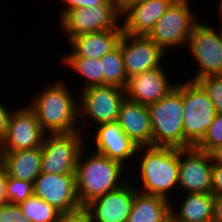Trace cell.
Listing matches in <instances>:
<instances>
[{"instance_id": "obj_25", "label": "cell", "mask_w": 222, "mask_h": 222, "mask_svg": "<svg viewBox=\"0 0 222 222\" xmlns=\"http://www.w3.org/2000/svg\"><path fill=\"white\" fill-rule=\"evenodd\" d=\"M103 85H114L125 89L128 77L124 69L121 47L118 45L102 58Z\"/></svg>"}, {"instance_id": "obj_1", "label": "cell", "mask_w": 222, "mask_h": 222, "mask_svg": "<svg viewBox=\"0 0 222 222\" xmlns=\"http://www.w3.org/2000/svg\"><path fill=\"white\" fill-rule=\"evenodd\" d=\"M64 81V82H63ZM65 80H58L34 94L28 102L29 107L35 112L39 125L47 134L72 133L86 131L78 128L79 105L78 97L70 92ZM74 95V96H73Z\"/></svg>"}, {"instance_id": "obj_32", "label": "cell", "mask_w": 222, "mask_h": 222, "mask_svg": "<svg viewBox=\"0 0 222 222\" xmlns=\"http://www.w3.org/2000/svg\"><path fill=\"white\" fill-rule=\"evenodd\" d=\"M55 222H90L87 211L80 208L74 212L61 213Z\"/></svg>"}, {"instance_id": "obj_10", "label": "cell", "mask_w": 222, "mask_h": 222, "mask_svg": "<svg viewBox=\"0 0 222 222\" xmlns=\"http://www.w3.org/2000/svg\"><path fill=\"white\" fill-rule=\"evenodd\" d=\"M111 0L94 7L76 8L66 12L60 19V27L66 40L88 34L116 28L121 21ZM67 35V36H66Z\"/></svg>"}, {"instance_id": "obj_35", "label": "cell", "mask_w": 222, "mask_h": 222, "mask_svg": "<svg viewBox=\"0 0 222 222\" xmlns=\"http://www.w3.org/2000/svg\"><path fill=\"white\" fill-rule=\"evenodd\" d=\"M142 0H111L115 11L121 16L129 8L136 5Z\"/></svg>"}, {"instance_id": "obj_36", "label": "cell", "mask_w": 222, "mask_h": 222, "mask_svg": "<svg viewBox=\"0 0 222 222\" xmlns=\"http://www.w3.org/2000/svg\"><path fill=\"white\" fill-rule=\"evenodd\" d=\"M213 222H222V195L214 196Z\"/></svg>"}, {"instance_id": "obj_15", "label": "cell", "mask_w": 222, "mask_h": 222, "mask_svg": "<svg viewBox=\"0 0 222 222\" xmlns=\"http://www.w3.org/2000/svg\"><path fill=\"white\" fill-rule=\"evenodd\" d=\"M130 182L131 179L122 187L87 204L84 209L90 222H127L136 194V188Z\"/></svg>"}, {"instance_id": "obj_26", "label": "cell", "mask_w": 222, "mask_h": 222, "mask_svg": "<svg viewBox=\"0 0 222 222\" xmlns=\"http://www.w3.org/2000/svg\"><path fill=\"white\" fill-rule=\"evenodd\" d=\"M19 207L29 222H55L61 214L52 205L34 194L20 203Z\"/></svg>"}, {"instance_id": "obj_33", "label": "cell", "mask_w": 222, "mask_h": 222, "mask_svg": "<svg viewBox=\"0 0 222 222\" xmlns=\"http://www.w3.org/2000/svg\"><path fill=\"white\" fill-rule=\"evenodd\" d=\"M212 192L215 195H222V165L213 163L212 166Z\"/></svg>"}, {"instance_id": "obj_22", "label": "cell", "mask_w": 222, "mask_h": 222, "mask_svg": "<svg viewBox=\"0 0 222 222\" xmlns=\"http://www.w3.org/2000/svg\"><path fill=\"white\" fill-rule=\"evenodd\" d=\"M214 196L215 194L213 192L186 193L181 199L184 200L179 202V207L173 205L176 201L171 202V221L213 222Z\"/></svg>"}, {"instance_id": "obj_38", "label": "cell", "mask_w": 222, "mask_h": 222, "mask_svg": "<svg viewBox=\"0 0 222 222\" xmlns=\"http://www.w3.org/2000/svg\"><path fill=\"white\" fill-rule=\"evenodd\" d=\"M210 155L213 163L222 165V144L214 148Z\"/></svg>"}, {"instance_id": "obj_13", "label": "cell", "mask_w": 222, "mask_h": 222, "mask_svg": "<svg viewBox=\"0 0 222 222\" xmlns=\"http://www.w3.org/2000/svg\"><path fill=\"white\" fill-rule=\"evenodd\" d=\"M46 133L42 130L35 112L27 105L12 109L7 133L0 151H18L42 146Z\"/></svg>"}, {"instance_id": "obj_24", "label": "cell", "mask_w": 222, "mask_h": 222, "mask_svg": "<svg viewBox=\"0 0 222 222\" xmlns=\"http://www.w3.org/2000/svg\"><path fill=\"white\" fill-rule=\"evenodd\" d=\"M63 66L78 73L83 80L80 90L92 86H103L102 62L99 59L89 58H61Z\"/></svg>"}, {"instance_id": "obj_27", "label": "cell", "mask_w": 222, "mask_h": 222, "mask_svg": "<svg viewBox=\"0 0 222 222\" xmlns=\"http://www.w3.org/2000/svg\"><path fill=\"white\" fill-rule=\"evenodd\" d=\"M33 195V183L7 176L6 202L19 205Z\"/></svg>"}, {"instance_id": "obj_6", "label": "cell", "mask_w": 222, "mask_h": 222, "mask_svg": "<svg viewBox=\"0 0 222 222\" xmlns=\"http://www.w3.org/2000/svg\"><path fill=\"white\" fill-rule=\"evenodd\" d=\"M189 1L191 0H175L147 35L165 53L170 48L186 47L193 27L199 21L191 10Z\"/></svg>"}, {"instance_id": "obj_29", "label": "cell", "mask_w": 222, "mask_h": 222, "mask_svg": "<svg viewBox=\"0 0 222 222\" xmlns=\"http://www.w3.org/2000/svg\"><path fill=\"white\" fill-rule=\"evenodd\" d=\"M196 82L214 104L216 113H222V75L203 77Z\"/></svg>"}, {"instance_id": "obj_4", "label": "cell", "mask_w": 222, "mask_h": 222, "mask_svg": "<svg viewBox=\"0 0 222 222\" xmlns=\"http://www.w3.org/2000/svg\"><path fill=\"white\" fill-rule=\"evenodd\" d=\"M152 125V146L184 149L182 83L158 102L147 106Z\"/></svg>"}, {"instance_id": "obj_31", "label": "cell", "mask_w": 222, "mask_h": 222, "mask_svg": "<svg viewBox=\"0 0 222 222\" xmlns=\"http://www.w3.org/2000/svg\"><path fill=\"white\" fill-rule=\"evenodd\" d=\"M65 4L64 8L61 9L59 19L68 11L76 8L94 7L96 5L104 4L107 0H61Z\"/></svg>"}, {"instance_id": "obj_18", "label": "cell", "mask_w": 222, "mask_h": 222, "mask_svg": "<svg viewBox=\"0 0 222 222\" xmlns=\"http://www.w3.org/2000/svg\"><path fill=\"white\" fill-rule=\"evenodd\" d=\"M122 33L120 23L113 29L77 35L68 41L71 53L61 58H102L118 46Z\"/></svg>"}, {"instance_id": "obj_3", "label": "cell", "mask_w": 222, "mask_h": 222, "mask_svg": "<svg viewBox=\"0 0 222 222\" xmlns=\"http://www.w3.org/2000/svg\"><path fill=\"white\" fill-rule=\"evenodd\" d=\"M136 155L138 157L135 158L138 159L140 156L138 171L142 186L136 185L135 188L142 193L160 196L172 202V190L178 191L179 149L141 146L138 147Z\"/></svg>"}, {"instance_id": "obj_20", "label": "cell", "mask_w": 222, "mask_h": 222, "mask_svg": "<svg viewBox=\"0 0 222 222\" xmlns=\"http://www.w3.org/2000/svg\"><path fill=\"white\" fill-rule=\"evenodd\" d=\"M117 122L137 147L152 145V125L146 105L125 99Z\"/></svg>"}, {"instance_id": "obj_12", "label": "cell", "mask_w": 222, "mask_h": 222, "mask_svg": "<svg viewBox=\"0 0 222 222\" xmlns=\"http://www.w3.org/2000/svg\"><path fill=\"white\" fill-rule=\"evenodd\" d=\"M212 158L196 147L179 149L178 190L181 193L212 192Z\"/></svg>"}, {"instance_id": "obj_9", "label": "cell", "mask_w": 222, "mask_h": 222, "mask_svg": "<svg viewBox=\"0 0 222 222\" xmlns=\"http://www.w3.org/2000/svg\"><path fill=\"white\" fill-rule=\"evenodd\" d=\"M204 23L198 21L195 24L186 46L188 53L198 64L195 76L189 79L191 81L222 75V42L215 28L209 22Z\"/></svg>"}, {"instance_id": "obj_34", "label": "cell", "mask_w": 222, "mask_h": 222, "mask_svg": "<svg viewBox=\"0 0 222 222\" xmlns=\"http://www.w3.org/2000/svg\"><path fill=\"white\" fill-rule=\"evenodd\" d=\"M0 101V144L4 140L7 133L8 119L12 112V109H8L7 105Z\"/></svg>"}, {"instance_id": "obj_40", "label": "cell", "mask_w": 222, "mask_h": 222, "mask_svg": "<svg viewBox=\"0 0 222 222\" xmlns=\"http://www.w3.org/2000/svg\"><path fill=\"white\" fill-rule=\"evenodd\" d=\"M219 12H220V16H222V0L219 1Z\"/></svg>"}, {"instance_id": "obj_5", "label": "cell", "mask_w": 222, "mask_h": 222, "mask_svg": "<svg viewBox=\"0 0 222 222\" xmlns=\"http://www.w3.org/2000/svg\"><path fill=\"white\" fill-rule=\"evenodd\" d=\"M184 149L195 147L205 136L216 116L214 104L196 82L182 83Z\"/></svg>"}, {"instance_id": "obj_30", "label": "cell", "mask_w": 222, "mask_h": 222, "mask_svg": "<svg viewBox=\"0 0 222 222\" xmlns=\"http://www.w3.org/2000/svg\"><path fill=\"white\" fill-rule=\"evenodd\" d=\"M0 222H29L19 205L5 203L0 205Z\"/></svg>"}, {"instance_id": "obj_14", "label": "cell", "mask_w": 222, "mask_h": 222, "mask_svg": "<svg viewBox=\"0 0 222 222\" xmlns=\"http://www.w3.org/2000/svg\"><path fill=\"white\" fill-rule=\"evenodd\" d=\"M118 45L121 47L128 78L163 65L165 52L147 36H133L123 32Z\"/></svg>"}, {"instance_id": "obj_8", "label": "cell", "mask_w": 222, "mask_h": 222, "mask_svg": "<svg viewBox=\"0 0 222 222\" xmlns=\"http://www.w3.org/2000/svg\"><path fill=\"white\" fill-rule=\"evenodd\" d=\"M78 93L79 122L84 118L82 122L89 120L88 123H95L94 126L117 121L126 99L125 89L114 85L92 86Z\"/></svg>"}, {"instance_id": "obj_19", "label": "cell", "mask_w": 222, "mask_h": 222, "mask_svg": "<svg viewBox=\"0 0 222 222\" xmlns=\"http://www.w3.org/2000/svg\"><path fill=\"white\" fill-rule=\"evenodd\" d=\"M175 0H142L129 8L120 17L124 33L147 36L160 17Z\"/></svg>"}, {"instance_id": "obj_39", "label": "cell", "mask_w": 222, "mask_h": 222, "mask_svg": "<svg viewBox=\"0 0 222 222\" xmlns=\"http://www.w3.org/2000/svg\"><path fill=\"white\" fill-rule=\"evenodd\" d=\"M220 18H221V23H222V16H220ZM216 32L218 33L219 39H220L221 42H222V24H221L220 30H219V31L216 30Z\"/></svg>"}, {"instance_id": "obj_7", "label": "cell", "mask_w": 222, "mask_h": 222, "mask_svg": "<svg viewBox=\"0 0 222 222\" xmlns=\"http://www.w3.org/2000/svg\"><path fill=\"white\" fill-rule=\"evenodd\" d=\"M83 135V136H82ZM82 131L46 134L41 146V172L52 174L76 173L77 159L87 145Z\"/></svg>"}, {"instance_id": "obj_2", "label": "cell", "mask_w": 222, "mask_h": 222, "mask_svg": "<svg viewBox=\"0 0 222 222\" xmlns=\"http://www.w3.org/2000/svg\"><path fill=\"white\" fill-rule=\"evenodd\" d=\"M81 149L76 166V192L82 208L94 199L114 191L128 182V167L95 151ZM93 154V155H92ZM88 155V157H86ZM129 171L127 174L124 172ZM125 173V178L123 174ZM123 175V176H122Z\"/></svg>"}, {"instance_id": "obj_37", "label": "cell", "mask_w": 222, "mask_h": 222, "mask_svg": "<svg viewBox=\"0 0 222 222\" xmlns=\"http://www.w3.org/2000/svg\"><path fill=\"white\" fill-rule=\"evenodd\" d=\"M6 181L7 174L5 170L0 166V205L6 202Z\"/></svg>"}, {"instance_id": "obj_17", "label": "cell", "mask_w": 222, "mask_h": 222, "mask_svg": "<svg viewBox=\"0 0 222 222\" xmlns=\"http://www.w3.org/2000/svg\"><path fill=\"white\" fill-rule=\"evenodd\" d=\"M163 68L161 65L128 78L125 87L126 99L148 106L158 102L172 91L176 84H170Z\"/></svg>"}, {"instance_id": "obj_16", "label": "cell", "mask_w": 222, "mask_h": 222, "mask_svg": "<svg viewBox=\"0 0 222 222\" xmlns=\"http://www.w3.org/2000/svg\"><path fill=\"white\" fill-rule=\"evenodd\" d=\"M96 127L94 131L96 133L91 135L93 138L92 142H94V144L92 143L94 148L90 147L91 151H96V153L102 154L127 166L128 164L126 163L128 160L131 162L136 156L138 147L123 132L120 124L117 121H113L99 124Z\"/></svg>"}, {"instance_id": "obj_11", "label": "cell", "mask_w": 222, "mask_h": 222, "mask_svg": "<svg viewBox=\"0 0 222 222\" xmlns=\"http://www.w3.org/2000/svg\"><path fill=\"white\" fill-rule=\"evenodd\" d=\"M33 194L60 213H70L82 208L76 192V173L41 172L33 182Z\"/></svg>"}, {"instance_id": "obj_28", "label": "cell", "mask_w": 222, "mask_h": 222, "mask_svg": "<svg viewBox=\"0 0 222 222\" xmlns=\"http://www.w3.org/2000/svg\"><path fill=\"white\" fill-rule=\"evenodd\" d=\"M222 144V113H217L203 139L195 146L197 149L210 153Z\"/></svg>"}, {"instance_id": "obj_23", "label": "cell", "mask_w": 222, "mask_h": 222, "mask_svg": "<svg viewBox=\"0 0 222 222\" xmlns=\"http://www.w3.org/2000/svg\"><path fill=\"white\" fill-rule=\"evenodd\" d=\"M171 201L136 189L131 213L127 222H169Z\"/></svg>"}, {"instance_id": "obj_21", "label": "cell", "mask_w": 222, "mask_h": 222, "mask_svg": "<svg viewBox=\"0 0 222 222\" xmlns=\"http://www.w3.org/2000/svg\"><path fill=\"white\" fill-rule=\"evenodd\" d=\"M0 166L7 176L33 183L41 174V147L0 151Z\"/></svg>"}]
</instances>
